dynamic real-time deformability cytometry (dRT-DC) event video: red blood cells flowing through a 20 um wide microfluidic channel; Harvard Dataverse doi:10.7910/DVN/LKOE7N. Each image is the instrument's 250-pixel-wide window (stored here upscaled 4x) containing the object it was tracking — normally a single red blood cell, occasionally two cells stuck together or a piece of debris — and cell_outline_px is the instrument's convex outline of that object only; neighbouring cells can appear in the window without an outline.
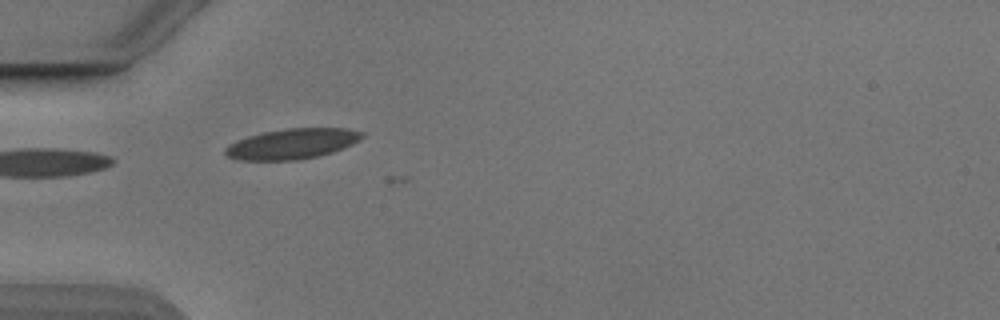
{"species": "Egyptian fruit bat (a non-hibernating species)", "species_latin": "Rousettus aegyptiacus", "temperature_condition": "cold", "stored_images_in_passage": 4, "camera_frame_rate_fps": 3000, "um_per_image_px": 0.085, "animal": {"sex": "male"}, "frame": {"image": 1, "passage_image": 2, "time_ms": 0.333, "image_size_px": [1000, 320], "cell_outline_px": [[364, 136], [360, 140], [352, 144], [332, 152], [300, 160], [240, 160], [228, 156], [224, 152], [224, 148], [236, 140], [264, 132], [288, 128], [344, 128], [364, 132]], "centroid_in_image_um": [24.84, 12.22], "position_along_channel_um": 60.2, "area_um2": 24.04}}